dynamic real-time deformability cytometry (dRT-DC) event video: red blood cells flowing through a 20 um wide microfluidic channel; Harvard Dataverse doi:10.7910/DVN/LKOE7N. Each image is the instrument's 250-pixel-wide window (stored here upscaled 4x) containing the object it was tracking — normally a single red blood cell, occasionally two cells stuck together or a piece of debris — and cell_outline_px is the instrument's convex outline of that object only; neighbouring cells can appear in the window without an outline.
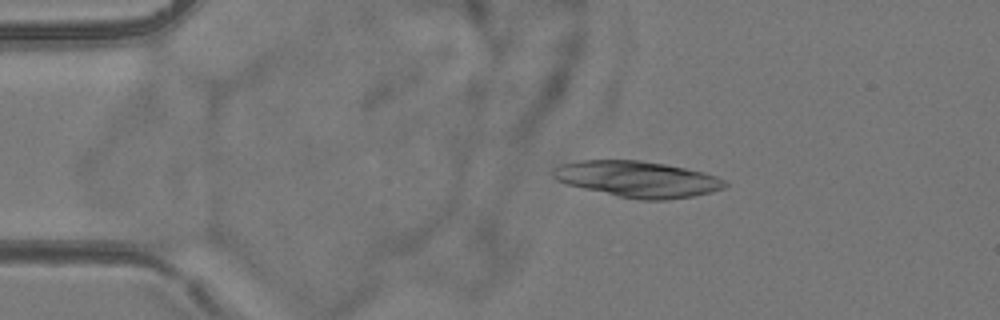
{"species": "common noctule bat (a hibernating species)", "species_latin": "Nyctalus noctula", "temperature_condition": "room temperature", "stored_images_in_passage": 5, "camera_frame_rate_fps": 3000, "um_per_image_px": 0.085, "animal": {"sex": "female", "body_mass_g": 24.6, "forearm_length_mm": 56.2}, "frame": {"image": 1, "passage_image": 2, "time_ms": 2.0, "image_size_px": [1000, 320], "cell_outline_px": [[728, 184], [724, 188], [712, 192], [692, 196], [668, 200], [640, 200], [620, 196], [584, 188], [568, 184], [556, 180], [552, 176], [552, 172], [556, 168], [564, 164], [580, 160], [640, 160], [664, 164], [704, 172], [716, 176], [724, 180]], "centroid_in_image_um": [54.23, 15.23], "position_along_channel_um": 30.8, "area_um2": 35.78}}